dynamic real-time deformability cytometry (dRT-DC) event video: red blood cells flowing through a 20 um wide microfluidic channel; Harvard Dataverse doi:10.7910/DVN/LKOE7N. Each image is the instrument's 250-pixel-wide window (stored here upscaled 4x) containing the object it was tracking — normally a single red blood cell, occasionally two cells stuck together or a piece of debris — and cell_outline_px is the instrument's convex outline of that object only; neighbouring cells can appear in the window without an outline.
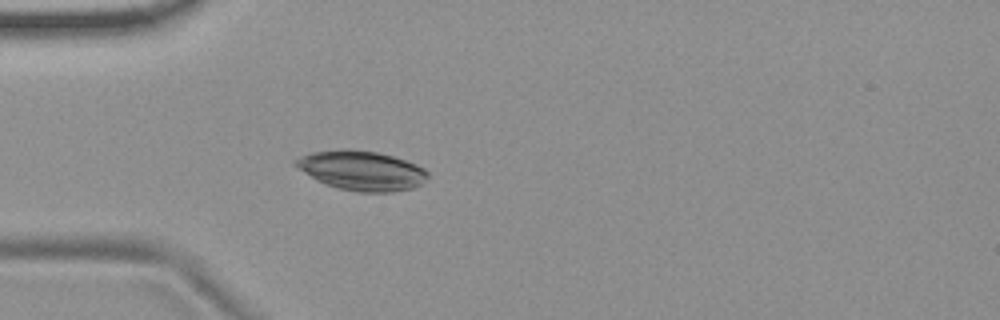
{"species": "common noctule bat (a hibernating species)", "species_latin": "Nyctalus noctula", "temperature_condition": "room temperature", "stored_images_in_passage": 4, "camera_frame_rate_fps": 3000, "um_per_image_px": 0.085, "animal": {"sex": "female", "body_mass_g": 19.9}, "frame": {"image": 1, "passage_image": 4, "time_ms": 1.0, "image_size_px": [1000, 320], "cell_outline_px": [[428, 176], [420, 184], [412, 188], [396, 192], [356, 192], [340, 188], [316, 180], [292, 164], [292, 160], [300, 156], [312, 152], [340, 148], [352, 148], [376, 152], [392, 156], [416, 164], [424, 168], [428, 172]], "centroid_in_image_um": [30.7, 14.48], "position_along_channel_um": 54.3, "area_um2": 30.58}}